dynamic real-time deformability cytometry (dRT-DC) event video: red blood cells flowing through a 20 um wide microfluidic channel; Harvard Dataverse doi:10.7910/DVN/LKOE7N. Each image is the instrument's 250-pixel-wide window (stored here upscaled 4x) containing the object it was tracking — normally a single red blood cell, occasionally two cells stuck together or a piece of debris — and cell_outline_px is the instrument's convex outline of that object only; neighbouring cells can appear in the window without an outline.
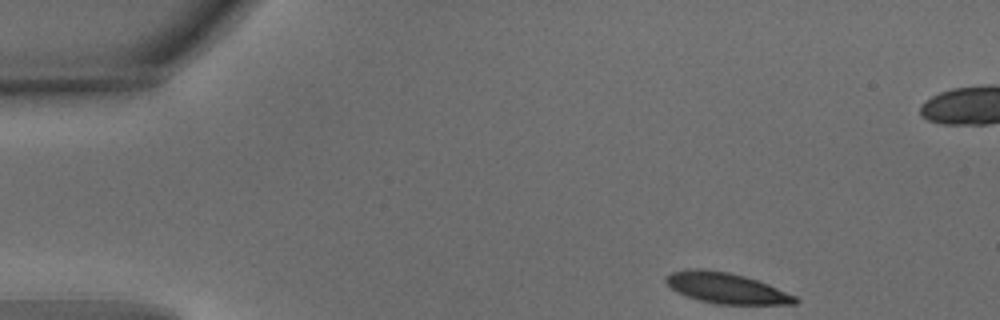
{"species": "common noctule bat (a hibernating species)", "species_latin": "Nyctalus noctula", "temperature_condition": "warm", "stored_images_in_passage": 8, "camera_frame_rate_fps": 3000, "um_per_image_px": 0.085, "animal": {"sex": "male", "body_mass_g": 15.6}, "frame": {"image": 1, "passage_image": 1, "time_ms": 0.0, "image_size_px": [1000, 320], "cell_outline_px": [[800, 300], [796, 304], [716, 304], [700, 300], [676, 292], [664, 280], [664, 276], [672, 272], [688, 268], [704, 268], [728, 272], [744, 276], [768, 284], [796, 296]], "centroid_in_image_um": [61.71, 24.47], "position_along_channel_um": 23.3, "area_um2": 23.12}}